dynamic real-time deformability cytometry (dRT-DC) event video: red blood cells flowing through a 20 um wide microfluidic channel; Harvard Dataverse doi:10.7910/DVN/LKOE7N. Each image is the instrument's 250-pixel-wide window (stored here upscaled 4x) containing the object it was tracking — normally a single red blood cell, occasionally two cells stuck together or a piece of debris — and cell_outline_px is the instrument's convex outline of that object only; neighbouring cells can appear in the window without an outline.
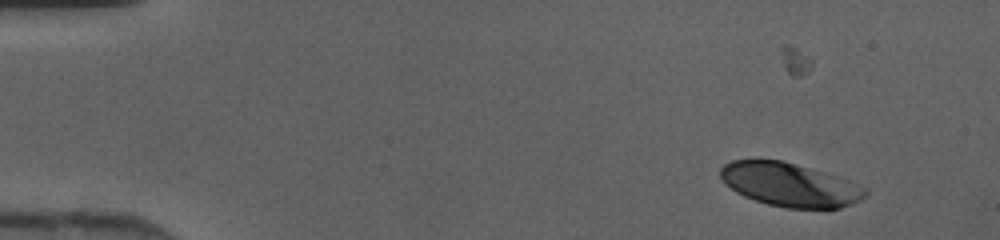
{"species": "human", "species_latin": "Homo sapiens", "temperature_condition": "cold", "stored_images_in_passage": 48, "camera_frame_rate_fps": 3000, "um_per_image_px": 0.085, "donor": {"sex": "female"}, "frame": {"image": 1, "passage_image": 7, "time_ms": 2.0, "image_size_px": [1000, 240], "cell_outline_px": [[868, 192], [860, 200], [840, 208], [788, 208], [768, 204], [744, 196], [736, 192], [724, 184], [720, 176], [720, 168], [724, 164], [732, 160], [780, 160], [824, 172], [848, 180], [868, 188]], "centroid_in_image_um": [67.12, 15.7], "position_along_channel_um": 17.9, "area_um2": 36.59}}
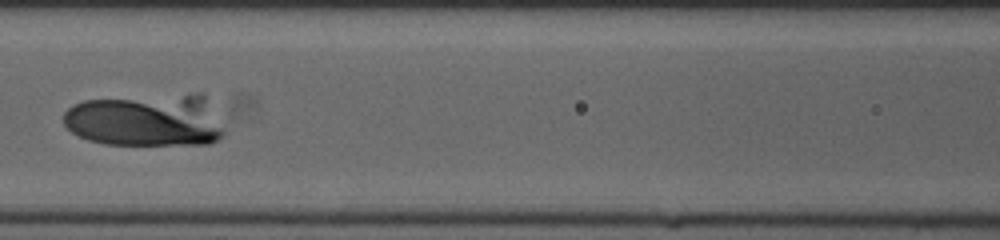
{"frame": {"image": 2, "passage_image": 24, "time_ms": 7.667, "image_size_px": [1000, 240], "cell_outline_px": [[224, 136], [208, 144], [104, 144], [88, 140], [72, 132], [64, 124], [64, 112], [72, 104], [84, 100], [196, 92], [204, 92], [224, 128]], "centroid_in_image_um": [12.44, 10.19], "position_along_channel_um": 154.2, "area_um2": 49.94}}
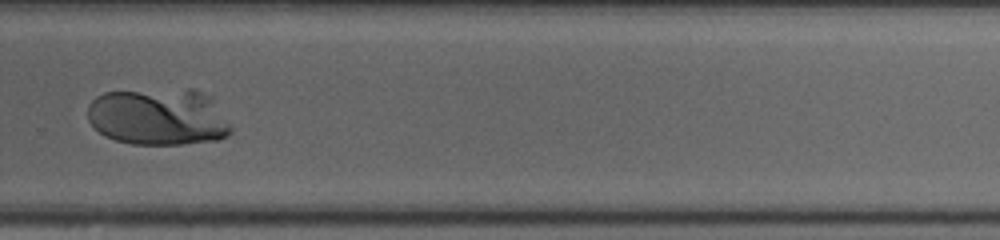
{"frame": {"image": 3, "passage_image": 35, "time_ms": 11.333, "image_size_px": [1000, 240], "cell_outline_px": [[232, 132], [228, 136], [220, 140], [184, 144], [132, 144], [116, 140], [104, 136], [88, 120], [88, 104], [96, 96], [104, 92], [184, 88], [192, 88], [212, 96], [232, 124]], "centroid_in_image_um": [13.53, 9.92], "position_along_channel_um": 316.3, "area_um2": 48.55}}